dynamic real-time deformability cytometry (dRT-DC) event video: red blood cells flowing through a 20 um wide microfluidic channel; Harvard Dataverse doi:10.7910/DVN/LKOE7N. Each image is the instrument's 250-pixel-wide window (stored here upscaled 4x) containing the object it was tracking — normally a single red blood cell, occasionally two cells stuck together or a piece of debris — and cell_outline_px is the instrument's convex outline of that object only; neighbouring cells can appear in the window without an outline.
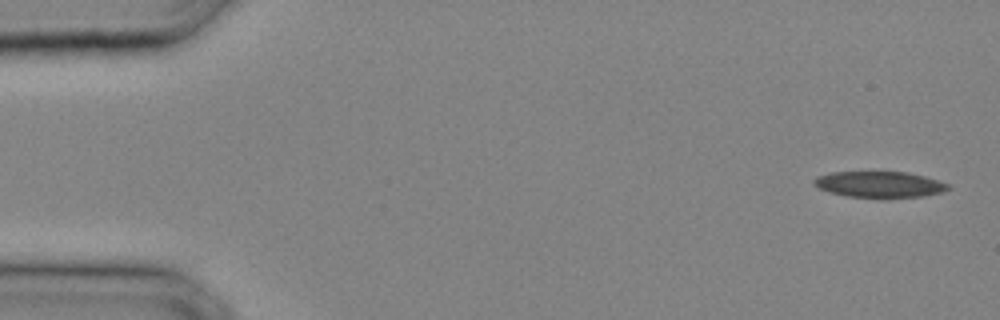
{"species": "common noctule bat (a hibernating species)", "species_latin": "Nyctalus noctula", "temperature_condition": "cold", "stored_images_in_passage": 31, "camera_frame_rate_fps": 3000, "um_per_image_px": 0.085, "animal": {"sex": "male", "body_mass_g": 20.4}, "frame": {"image": 1, "passage_image": 1, "time_ms": 0.0, "image_size_px": [1000, 320], "cell_outline_px": [[952, 188], [944, 192], [924, 196], [884, 200], [844, 196], [828, 192], [812, 184], [812, 180], [816, 176], [832, 172], [908, 172], [924, 176], [948, 184]], "centroid_in_image_um": [74.75, 15.72], "position_along_channel_um": 10.2, "area_um2": 21.21}}
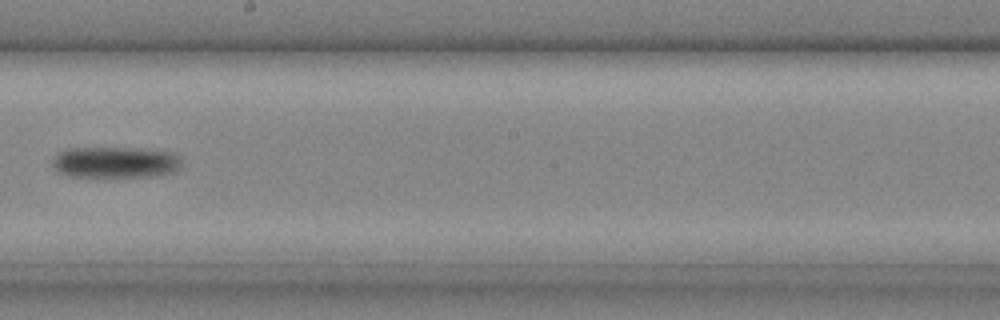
{"frame": {"image": 2, "passage_image": 18, "time_ms": 5.667, "image_size_px": [1000, 320], "cell_outline_px": [[180, 168], [176, 172], [156, 176], [72, 176], [60, 172], [52, 164], [52, 160], [56, 152], [68, 148], [132, 148], [172, 152], [180, 160]], "centroid_in_image_um": [9.8, 13.78], "position_along_channel_um": 238.4, "area_um2": 23.35}}
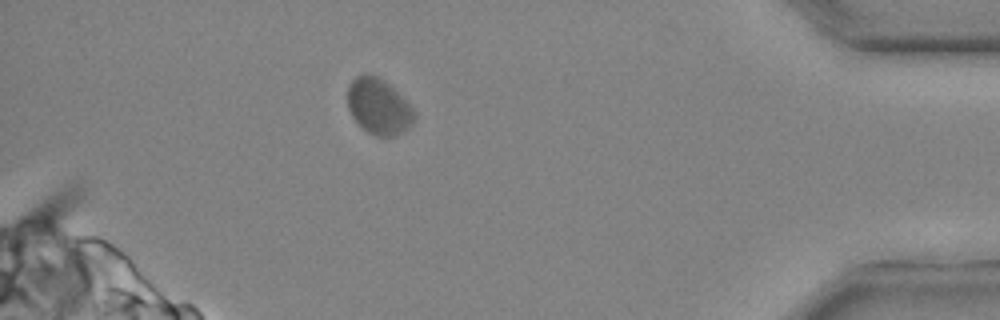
{"frame": {"image": 3, "passage_image": 28, "time_ms": 9.0, "image_size_px": [1000, 320], "cell_outline_px": [[416, 116], [412, 124], [408, 128], [396, 136], [376, 136], [368, 132], [352, 116], [348, 108], [348, 84], [356, 76], [376, 76], [388, 84], [416, 112]], "centroid_in_image_um": [32.19, 9.09], "position_along_channel_um": 403.0, "area_um2": 21.15}}